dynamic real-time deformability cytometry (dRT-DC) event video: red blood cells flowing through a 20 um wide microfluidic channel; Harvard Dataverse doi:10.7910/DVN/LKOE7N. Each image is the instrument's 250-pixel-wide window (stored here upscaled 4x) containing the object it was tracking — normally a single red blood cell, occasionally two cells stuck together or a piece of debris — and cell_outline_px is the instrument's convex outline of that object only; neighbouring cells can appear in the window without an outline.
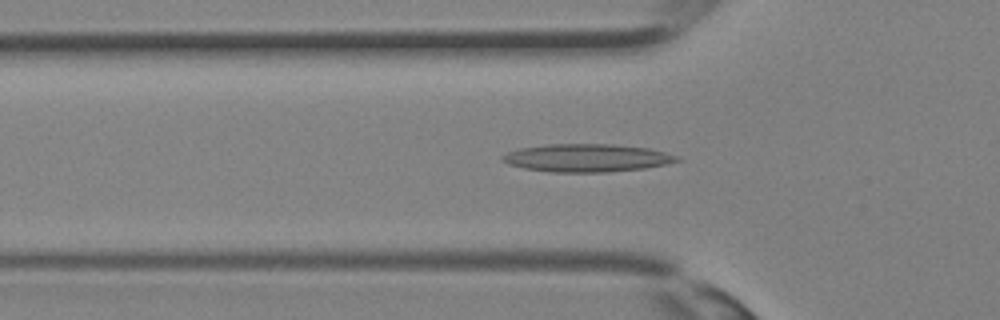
{"species": "Egyptian fruit bat (a non-hibernating species)", "species_latin": "Rousettus aegyptiacus", "temperature_condition": "room temperature", "stored_images_in_passage": 34, "camera_frame_rate_fps": 3000, "um_per_image_px": 0.085, "animal": {"sex": "female"}, "frame": {"image": 1, "passage_image": 11, "time_ms": 3.333, "image_size_px": [1000, 320], "cell_outline_px": [[680, 160], [668, 164], [644, 168], [608, 172], [548, 172], [524, 168], [508, 164], [500, 156], [508, 152], [520, 148], [548, 144], [612, 144], [648, 148], [664, 152], [676, 156]], "centroid_in_image_um": [49.87, 13.42], "position_along_channel_um": 75.9, "area_um2": 28.26}}
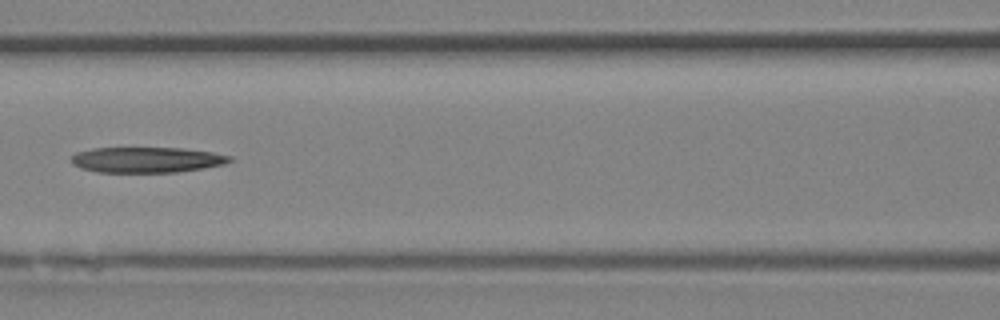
{"frame": {"image": 2, "passage_image": 15, "time_ms": 4.667, "image_size_px": [1000, 320], "cell_outline_px": [[232, 160], [224, 164], [176, 172], [96, 172], [80, 168], [72, 164], [72, 156], [76, 152], [92, 148], [184, 148], [212, 152], [232, 156]], "centroid_in_image_um": [12.44, 13.58], "position_along_channel_um": 154.2, "area_um2": 23.52}}
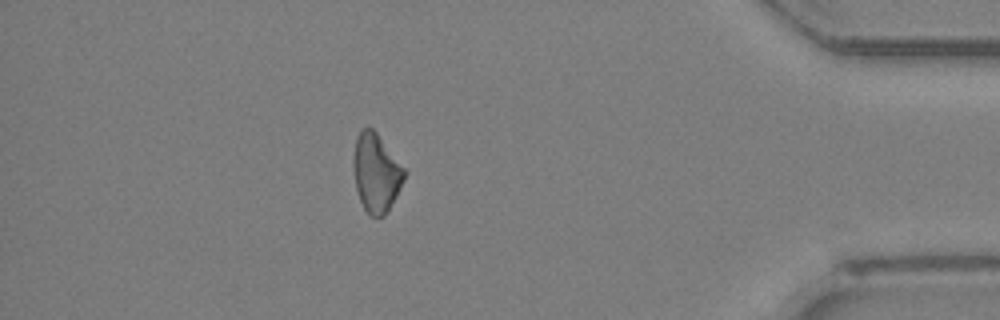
{"frame": {"image": 3, "passage_image": 30, "time_ms": 9.667, "image_size_px": [1000, 320], "cell_outline_px": [[404, 180], [396, 196], [384, 216], [368, 216], [360, 200], [356, 188], [352, 164], [352, 160], [356, 136], [360, 128], [368, 124], [376, 132], [404, 168]], "centroid_in_image_um": [31.93, 14.65], "position_along_channel_um": 403.3, "area_um2": 23.29}}